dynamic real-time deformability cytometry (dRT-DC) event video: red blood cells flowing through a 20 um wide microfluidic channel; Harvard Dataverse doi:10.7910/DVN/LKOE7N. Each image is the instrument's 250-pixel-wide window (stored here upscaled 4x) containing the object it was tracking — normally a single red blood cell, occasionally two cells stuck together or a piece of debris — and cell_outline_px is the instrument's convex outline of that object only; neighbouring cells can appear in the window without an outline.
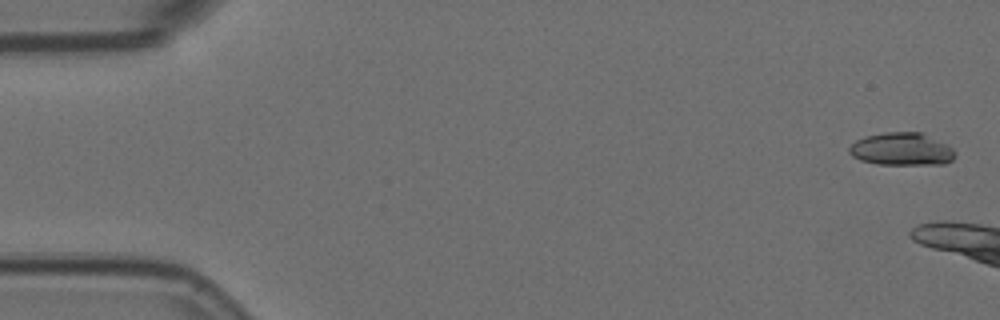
{"species": "Egyptian fruit bat (a non-hibernating species)", "species_latin": "Rousettus aegyptiacus", "temperature_condition": "room temperature", "stored_images_in_passage": 4, "camera_frame_rate_fps": 3000, "um_per_image_px": 0.085, "animal": {"sex": "female"}, "frame": {"image": 1, "passage_image": 1, "time_ms": 0.0, "image_size_px": [1000, 320], "cell_outline_px": [[956, 156], [952, 160], [944, 164], [876, 164], [860, 160], [852, 156], [848, 152], [848, 148], [856, 140], [868, 136], [884, 132], [924, 132], [948, 144], [956, 152]], "centroid_in_image_um": [76.68, 12.67], "position_along_channel_um": 8.3, "area_um2": 20.4}}